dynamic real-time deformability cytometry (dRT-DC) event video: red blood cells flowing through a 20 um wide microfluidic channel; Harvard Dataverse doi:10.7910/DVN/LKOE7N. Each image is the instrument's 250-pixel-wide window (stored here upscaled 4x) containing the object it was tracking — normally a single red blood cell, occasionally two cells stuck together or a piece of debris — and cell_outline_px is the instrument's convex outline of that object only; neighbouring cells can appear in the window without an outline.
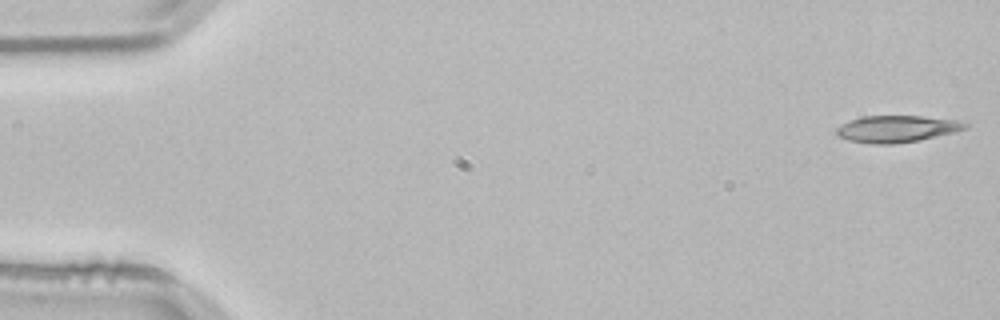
{"species": "common noctule bat (a hibernating species)", "species_latin": "Nyctalus noctula", "temperature_condition": "room temperature", "stored_images_in_passage": 53, "camera_frame_rate_fps": 3000, "um_per_image_px": 0.085, "animal": {"sex": "male", "body_mass_g": 21.5, "forearm_length_mm": 52.0}, "frame": {"image": 1, "passage_image": 1, "time_ms": 0.0, "image_size_px": [1000, 320], "cell_outline_px": [[968, 128], [956, 132], [920, 140], [892, 144], [872, 144], [848, 140], [836, 136], [836, 128], [852, 120], [864, 116], [924, 116], [956, 120], [968, 124]], "centroid_in_image_um": [76.25, 10.96], "position_along_channel_um": 8.7, "area_um2": 20.06}}
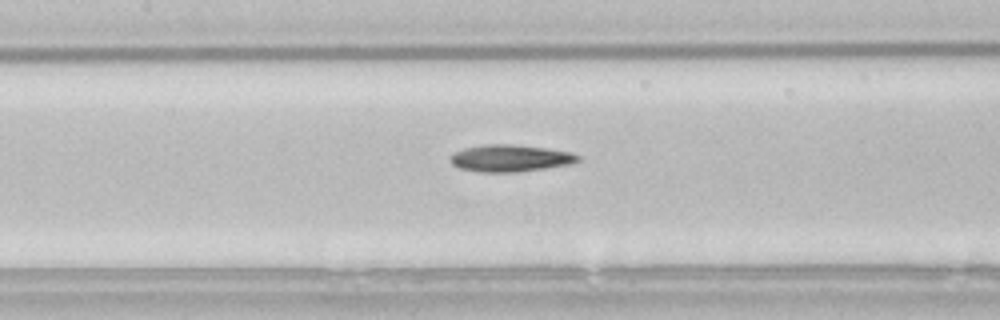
{"frame": {"image": 2, "passage_image": 24, "time_ms": 7.667, "image_size_px": [1000, 320], "cell_outline_px": [[580, 160], [572, 164], [516, 172], [480, 172], [460, 168], [452, 164], [448, 160], [448, 156], [452, 152], [464, 148], [484, 144], [512, 144], [548, 148], [572, 152], [580, 156]], "centroid_in_image_um": [43.34, 13.44], "position_along_channel_um": 164.1, "area_um2": 20.35}}
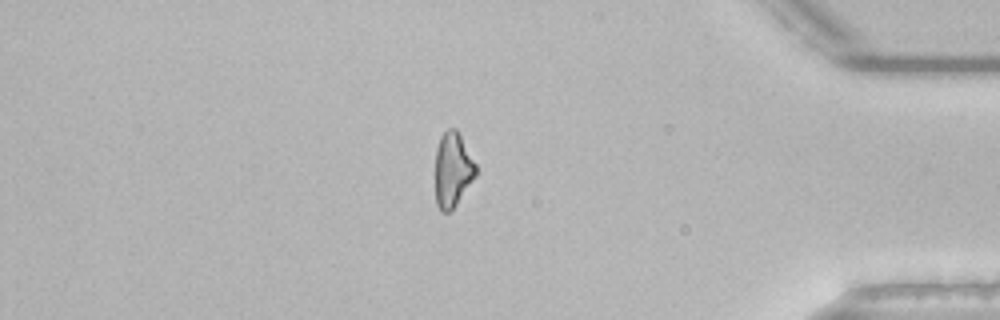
{"frame": {"image": 3, "passage_image": 45, "time_ms": 14.667, "image_size_px": [1000, 320], "cell_outline_px": [[476, 176], [456, 204], [448, 212], [440, 212], [436, 204], [436, 148], [440, 136], [448, 128], [456, 128], [476, 164]], "centroid_in_image_um": [38.47, 14.42], "position_along_channel_um": 396.7, "area_um2": 17.51}, "authors_computed_cell_mechanics": {"area_um2": 19.363, "velocity_mm_per_s": 3.8141, "shape_relaxation_time_tau1_ms": 9.8493, "shape_relaxation_time_tau2_ms": null, "deformation_change_tau1": 0.226, "deformation_change_tau2": null}}